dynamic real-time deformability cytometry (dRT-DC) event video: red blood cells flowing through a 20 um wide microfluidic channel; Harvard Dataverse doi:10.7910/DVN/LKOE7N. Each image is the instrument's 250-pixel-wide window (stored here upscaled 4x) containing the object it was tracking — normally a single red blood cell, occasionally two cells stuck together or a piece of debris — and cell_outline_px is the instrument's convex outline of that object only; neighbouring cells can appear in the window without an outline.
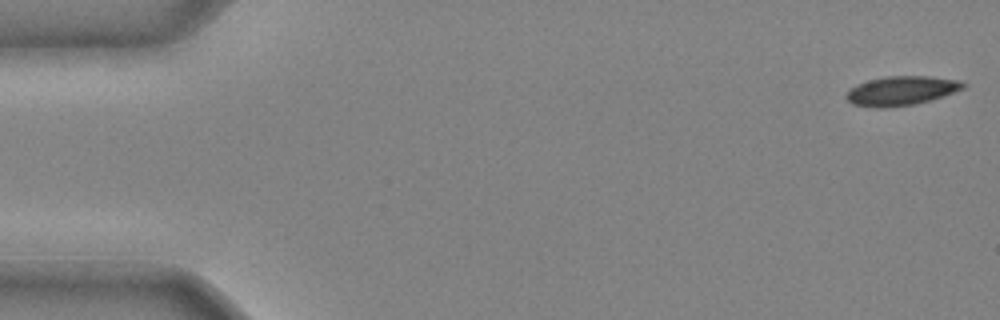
{"species": "common noctule bat (a hibernating species)", "species_latin": "Nyctalus noctula", "temperature_condition": "cold", "stored_images_in_passage": 40, "camera_frame_rate_fps": 3000, "um_per_image_px": 0.085, "animal": {"sex": "male", "body_mass_g": 20.4}, "frame": {"image": 1, "passage_image": 1, "time_ms": 0.0, "image_size_px": [1000, 320], "cell_outline_px": [[968, 84], [964, 88], [932, 100], [916, 104], [884, 108], [876, 108], [852, 104], [844, 96], [856, 84], [868, 80], [888, 76], [928, 76], [960, 80]], "centroid_in_image_um": [76.63, 7.72], "position_along_channel_um": 8.4, "area_um2": 20.0}}
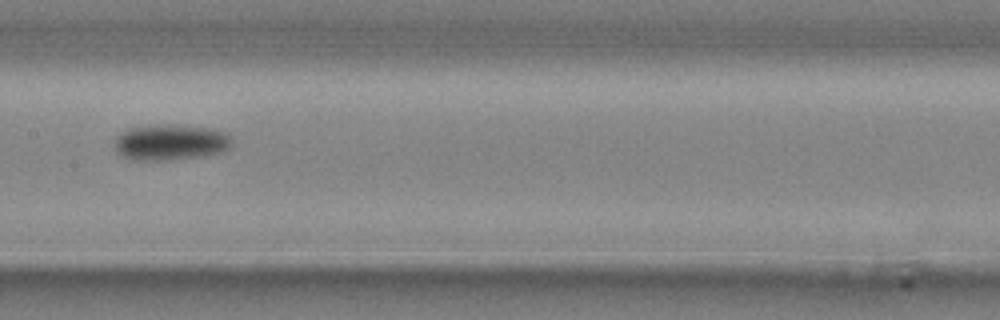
{"frame": {"image": 2, "passage_image": 22, "time_ms": 7.0, "image_size_px": [1000, 320], "cell_outline_px": [[232, 144], [228, 148], [220, 152], [204, 156], [172, 160], [132, 160], [124, 156], [116, 148], [116, 140], [128, 128], [148, 124], [164, 124], [208, 128], [228, 132]], "centroid_in_image_um": [14.53, 12.09], "position_along_channel_um": 192.9, "area_um2": 24.39}}
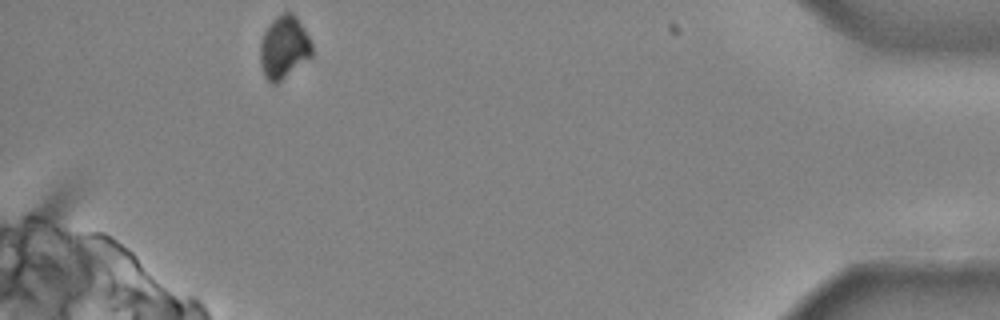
{"frame": {"image": 3, "passage_image": 40, "time_ms": 13.0, "image_size_px": [1000, 320], "cell_outline_px": [[312, 56], [276, 84], [272, 84], [264, 76], [260, 60], [260, 44], [264, 32], [268, 24], [280, 12], [292, 12], [296, 16], [304, 28], [312, 44]], "centroid_in_image_um": [24.13, 4.0], "position_along_channel_um": 411.1, "area_um2": 18.96}}